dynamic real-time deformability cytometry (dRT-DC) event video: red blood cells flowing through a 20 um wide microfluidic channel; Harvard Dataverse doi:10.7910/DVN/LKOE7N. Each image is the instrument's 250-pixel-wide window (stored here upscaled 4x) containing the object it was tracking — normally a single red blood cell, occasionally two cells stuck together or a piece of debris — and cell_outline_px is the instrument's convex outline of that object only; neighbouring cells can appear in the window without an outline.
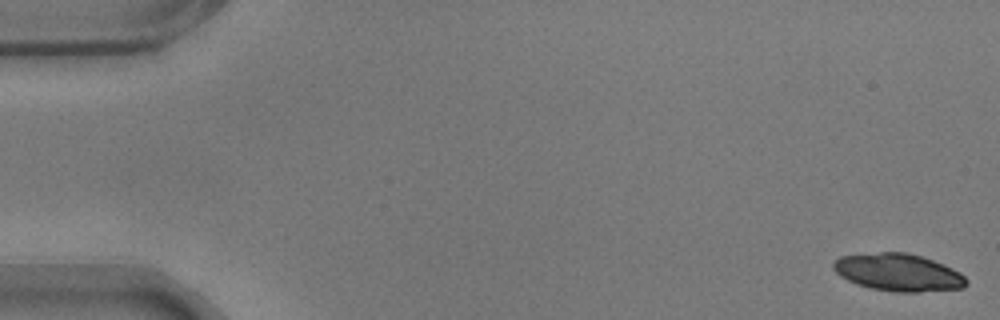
{"species": "common noctule bat (a hibernating species)", "species_latin": "Nyctalus noctula", "temperature_condition": "warm", "stored_images_in_passage": 18, "camera_frame_rate_fps": 3000, "um_per_image_px": 0.085, "animal": {"sex": "male", "body_mass_g": 17.9}, "frame": {"image": 1, "passage_image": 1, "time_ms": 0.0, "image_size_px": [1000, 320], "cell_outline_px": [[968, 284], [964, 288], [920, 292], [896, 292], [872, 288], [856, 284], [840, 276], [832, 268], [832, 264], [840, 256], [880, 252], [908, 252], [944, 264], [960, 272], [968, 280]], "centroid_in_image_um": [76.38, 23.16], "position_along_channel_um": 8.6, "area_um2": 29.07}}